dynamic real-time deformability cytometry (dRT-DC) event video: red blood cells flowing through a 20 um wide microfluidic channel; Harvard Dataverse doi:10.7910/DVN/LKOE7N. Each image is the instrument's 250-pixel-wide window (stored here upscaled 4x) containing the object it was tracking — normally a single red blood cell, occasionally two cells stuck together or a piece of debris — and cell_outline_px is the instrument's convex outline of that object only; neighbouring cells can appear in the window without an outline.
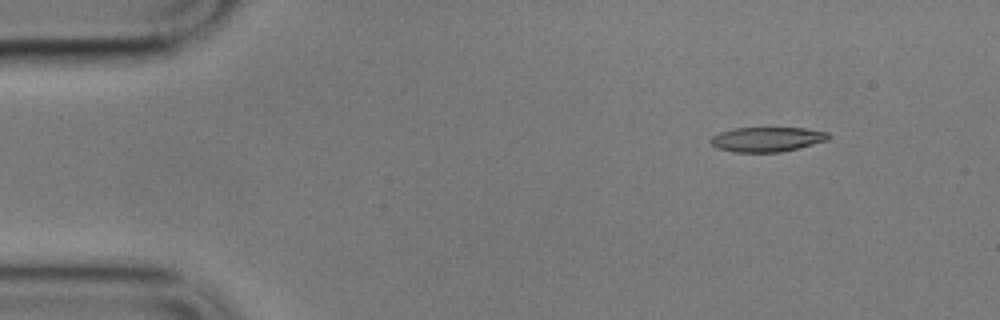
{"species": "common noctule bat (a hibernating species)", "species_latin": "Nyctalus noctula", "temperature_condition": "cold", "stored_images_in_passage": 52, "camera_frame_rate_fps": 3000, "um_per_image_px": 0.085, "animal": {"sex": "male", "body_mass_g": 17.9}, "frame": {"image": 1, "passage_image": 1, "time_ms": 0.0, "image_size_px": [1000, 320], "cell_outline_px": [[828, 140], [780, 152], [732, 152], [716, 148], [708, 140], [712, 136], [720, 132], [736, 128], [804, 128], [828, 132]], "centroid_in_image_um": [65.14, 11.84], "position_along_channel_um": 19.9, "area_um2": 16.82}}
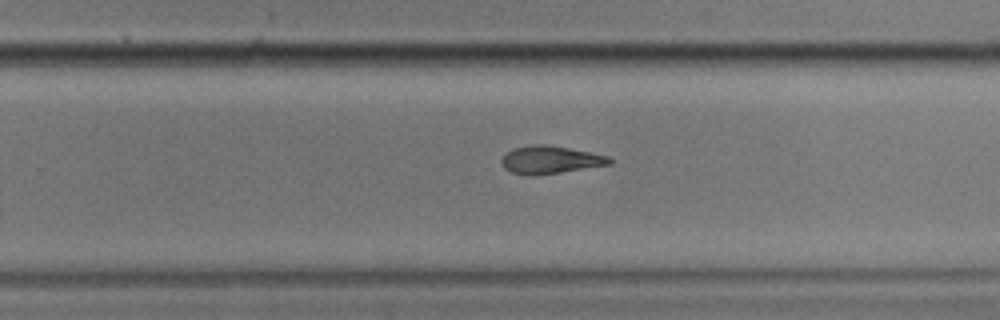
{"frame": {"image": 2, "passage_image": 31, "time_ms": 10.0, "image_size_px": [1000, 320], "cell_outline_px": [[612, 164], [536, 176], [532, 176], [512, 172], [504, 168], [500, 160], [512, 148], [532, 144], [544, 144], [592, 152], [608, 156], [612, 160]], "centroid_in_image_um": [46.77, 13.58], "position_along_channel_um": 283.0, "area_um2": 17.51}}
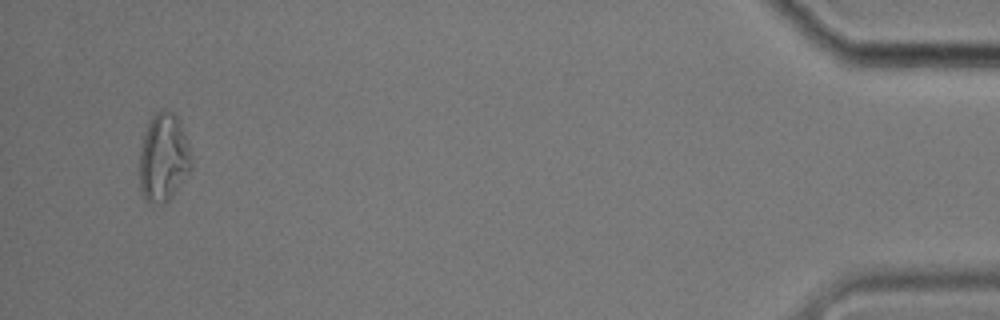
{"frame": {"image": 3, "passage_image": 50, "time_ms": 16.333, "image_size_px": [1000, 320], "cell_outline_px": [[192, 168], [172, 196], [168, 200], [152, 208], [144, 200], [140, 192], [140, 148], [148, 124], [152, 116], [156, 112], [164, 108], [172, 112], [176, 116], [180, 124], [188, 144], [192, 156]], "centroid_in_image_um": [13.88, 13.46], "position_along_channel_um": 421.3, "area_um2": 26.88}, "authors_computed_cell_mechanics": {"area_um2": 18.2359, "velocity_mm_per_s": 3.4229, "shape_relaxation_time_tau1_ms": 7.0194, "shape_relaxation_time_tau2_ms": 4.9683, "deformation_change_tau1": 0.1676, "deformation_change_tau2": 0.1365}}